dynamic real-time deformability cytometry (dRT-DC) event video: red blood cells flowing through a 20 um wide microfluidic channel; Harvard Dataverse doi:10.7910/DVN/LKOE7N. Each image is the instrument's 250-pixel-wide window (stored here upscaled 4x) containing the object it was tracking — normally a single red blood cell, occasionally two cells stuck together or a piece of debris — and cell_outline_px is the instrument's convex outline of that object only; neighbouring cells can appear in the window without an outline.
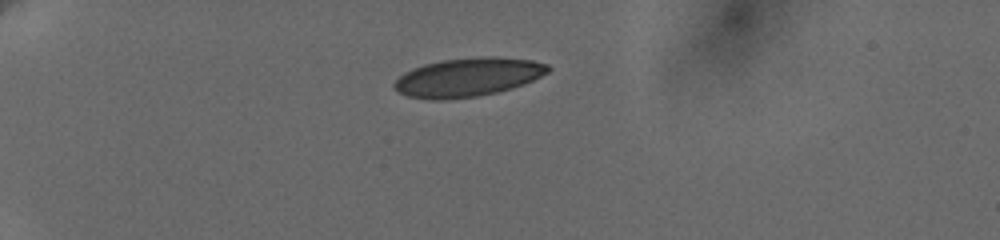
{"species": "human", "species_latin": "Homo sapiens", "temperature_condition": "cold", "stored_images_in_passage": 5, "camera_frame_rate_fps": 3000, "um_per_image_px": 0.085, "donor": {"sex": "female"}, "frame": {"image": 1, "passage_image": 1, "time_ms": 0.0, "image_size_px": [1000, 240], "cell_outline_px": [[552, 68], [548, 72], [524, 84], [496, 92], [476, 96], [440, 100], [432, 100], [408, 96], [396, 92], [392, 88], [392, 84], [404, 72], [412, 68], [424, 64], [440, 60], [480, 56], [496, 56], [532, 60], [548, 64]], "centroid_in_image_um": [39.74, 6.55], "position_along_channel_um": 45.3, "area_um2": 34.85}}
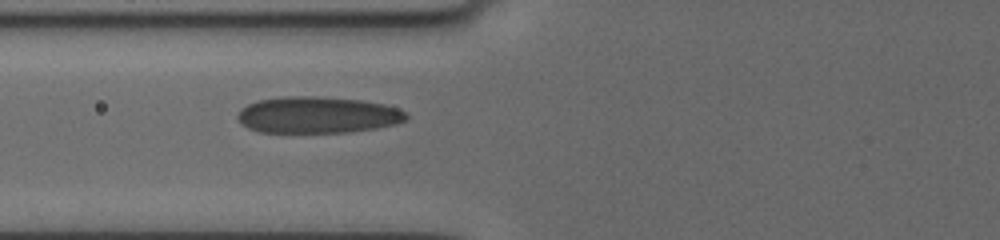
{"frame": {"image": 2, "passage_image": 4, "time_ms": 3.0, "image_size_px": [1000, 240], "cell_outline_px": [[408, 116], [404, 120], [396, 124], [376, 128], [348, 132], [260, 132], [248, 128], [240, 124], [236, 116], [240, 108], [248, 104], [260, 100], [280, 96], [316, 96], [360, 100], [384, 104], [408, 112]], "centroid_in_image_um": [26.96, 9.76], "position_along_channel_um": 98.8, "area_um2": 36.01}}
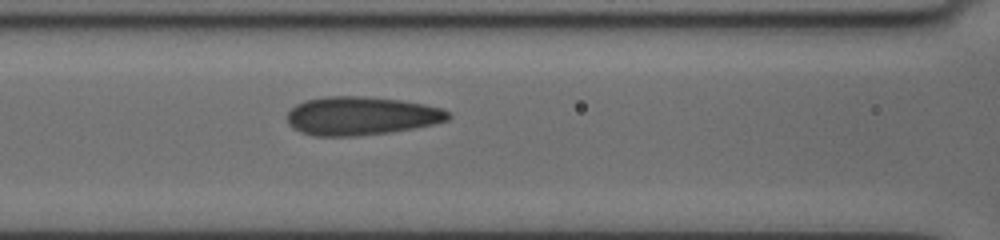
{"frame": {"image": 3, "passage_image": 5, "time_ms": 4.0, "image_size_px": [1000, 240], "cell_outline_px": [[452, 116], [448, 120], [432, 124], [412, 128], [388, 132], [356, 136], [312, 136], [300, 132], [292, 128], [288, 124], [288, 112], [296, 104], [304, 100], [324, 96], [364, 96], [400, 100], [424, 104], [440, 108], [452, 112]], "centroid_in_image_um": [30.67, 9.84], "position_along_channel_um": 135.9, "area_um2": 36.24}}